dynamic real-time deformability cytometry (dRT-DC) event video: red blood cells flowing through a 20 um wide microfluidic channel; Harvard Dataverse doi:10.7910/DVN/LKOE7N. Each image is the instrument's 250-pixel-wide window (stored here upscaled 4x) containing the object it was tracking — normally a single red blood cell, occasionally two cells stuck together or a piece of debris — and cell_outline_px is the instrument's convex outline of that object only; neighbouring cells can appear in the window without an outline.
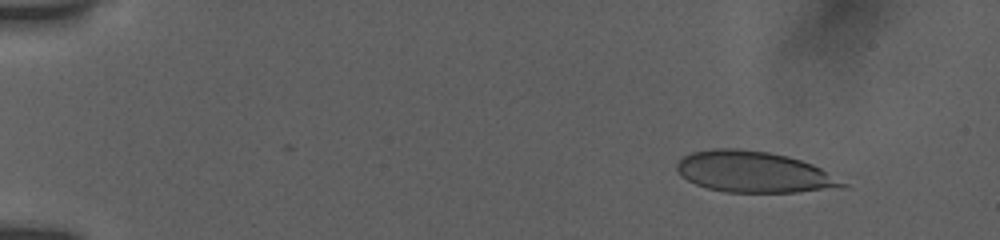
{"species": "human", "species_latin": "Homo sapiens", "temperature_condition": "room temperature", "stored_images_in_passage": 6, "camera_frame_rate_fps": 3000, "um_per_image_px": 0.085, "donor": {"sex": "female"}, "frame": {"image": 1, "passage_image": 2, "time_ms": 1.0, "image_size_px": [1000, 240], "cell_outline_px": [[848, 184], [796, 192], [724, 192], [708, 188], [696, 184], [680, 176], [676, 168], [676, 164], [684, 156], [692, 152], [716, 148], [736, 148], [768, 152], [788, 156], [812, 164], [820, 168]], "centroid_in_image_um": [63.96, 14.6], "position_along_channel_um": 21.0, "area_um2": 38.96}}
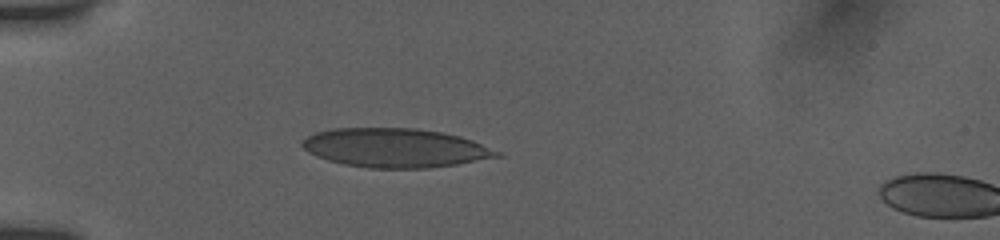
{"frame": {"image": 2, "passage_image": 5, "time_ms": 4.333, "image_size_px": [1000, 240], "cell_outline_px": [[504, 156], [456, 164], [428, 168], [368, 168], [344, 164], [328, 160], [316, 156], [308, 152], [300, 144], [300, 140], [316, 132], [336, 128], [416, 128], [444, 132], [460, 136], [472, 140], [500, 152]], "centroid_in_image_um": [33.58, 12.56], "position_along_channel_um": 51.4, "area_um2": 44.33}}